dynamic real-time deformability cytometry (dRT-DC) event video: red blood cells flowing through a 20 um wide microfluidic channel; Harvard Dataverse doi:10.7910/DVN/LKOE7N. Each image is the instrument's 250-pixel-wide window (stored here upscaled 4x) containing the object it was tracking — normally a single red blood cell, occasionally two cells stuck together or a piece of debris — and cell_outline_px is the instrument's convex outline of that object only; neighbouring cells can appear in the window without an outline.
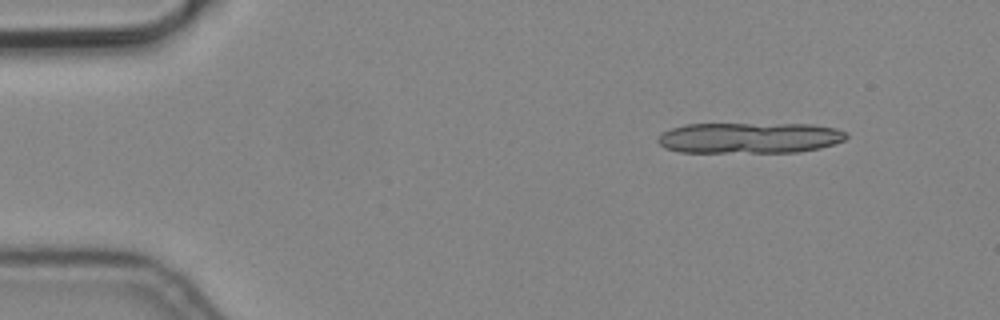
{"species": "common noctule bat (a hibernating species)", "species_latin": "Nyctalus noctula", "temperature_condition": "cold", "stored_images_in_passage": 4, "camera_frame_rate_fps": 3000, "um_per_image_px": 0.085, "animal": {"sex": "male", "body_mass_g": 19.2, "forearm_length_mm": 51.8}, "frame": {"image": 1, "passage_image": 1, "time_ms": 0.0, "image_size_px": [1000, 320], "cell_outline_px": [[848, 136], [844, 140], [820, 148], [800, 152], [680, 152], [664, 148], [656, 140], [664, 132], [672, 128], [684, 124], [812, 124], [836, 128], [848, 132]], "centroid_in_image_um": [63.73, 11.72], "position_along_channel_um": 21.3, "area_um2": 33.99}}